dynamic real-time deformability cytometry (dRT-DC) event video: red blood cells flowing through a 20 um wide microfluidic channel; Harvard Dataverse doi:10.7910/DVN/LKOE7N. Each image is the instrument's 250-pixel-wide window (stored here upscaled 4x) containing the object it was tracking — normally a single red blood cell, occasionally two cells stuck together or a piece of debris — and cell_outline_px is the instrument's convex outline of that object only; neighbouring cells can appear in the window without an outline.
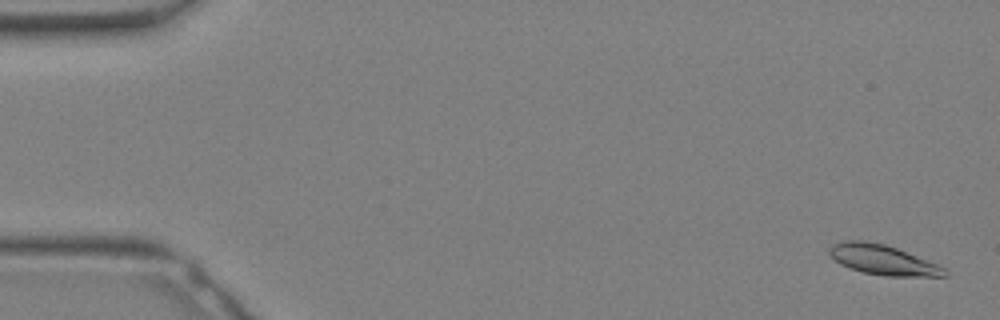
{"species": "Egyptian fruit bat (a non-hibernating species)", "species_latin": "Rousettus aegyptiacus", "temperature_condition": "warm", "stored_images_in_passage": 32, "camera_frame_rate_fps": 3000, "um_per_image_px": 0.085, "animal": {"sex": "female"}, "frame": {"image": 1, "passage_image": 1, "time_ms": 0.0, "image_size_px": [1000, 320], "cell_outline_px": [[948, 276], [884, 276], [864, 272], [840, 264], [828, 256], [828, 248], [832, 244], [848, 240], [864, 240], [884, 244], [896, 248], [936, 264], [944, 268], [948, 272]], "centroid_in_image_um": [74.98, 22.08], "position_along_channel_um": 10.0, "area_um2": 19.94}}
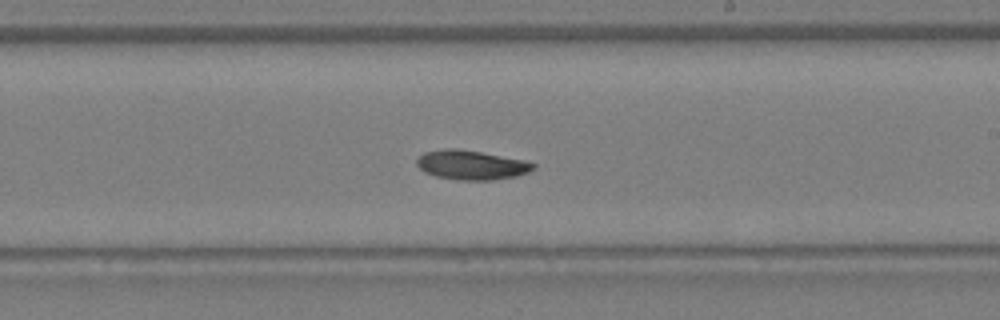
{"frame": {"image": 2, "passage_image": 19, "time_ms": 6.0, "image_size_px": [1000, 320], "cell_outline_px": [[536, 168], [528, 172], [516, 176], [492, 180], [460, 180], [436, 176], [424, 172], [416, 164], [416, 160], [424, 152], [444, 148], [456, 148], [480, 152], [524, 160], [536, 164]], "centroid_in_image_um": [40.06, 14.02], "position_along_channel_um": 248.9, "area_um2": 19.88}}
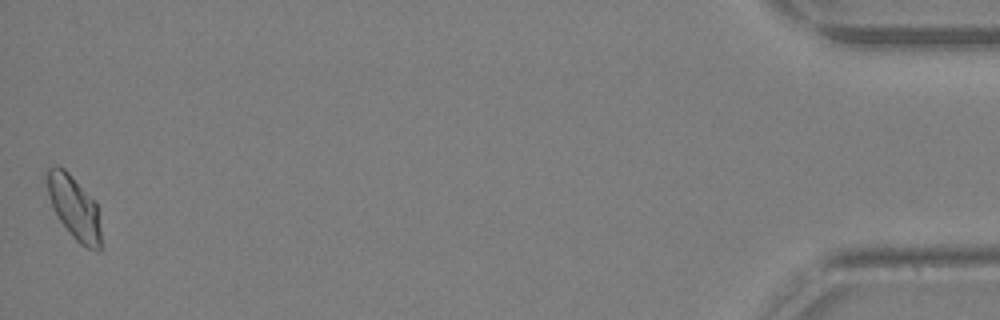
{"frame": {"image": 3, "passage_image": 32, "time_ms": 10.333, "image_size_px": [1000, 320], "cell_outline_px": [[100, 252], [96, 252], [80, 244], [72, 236], [60, 220], [52, 208], [48, 196], [44, 176], [44, 172], [48, 168], [56, 164], [60, 164], [96, 200], [100, 228]], "centroid_in_image_um": [6.27, 17.58], "position_along_channel_um": 428.9, "area_um2": 20.4}}